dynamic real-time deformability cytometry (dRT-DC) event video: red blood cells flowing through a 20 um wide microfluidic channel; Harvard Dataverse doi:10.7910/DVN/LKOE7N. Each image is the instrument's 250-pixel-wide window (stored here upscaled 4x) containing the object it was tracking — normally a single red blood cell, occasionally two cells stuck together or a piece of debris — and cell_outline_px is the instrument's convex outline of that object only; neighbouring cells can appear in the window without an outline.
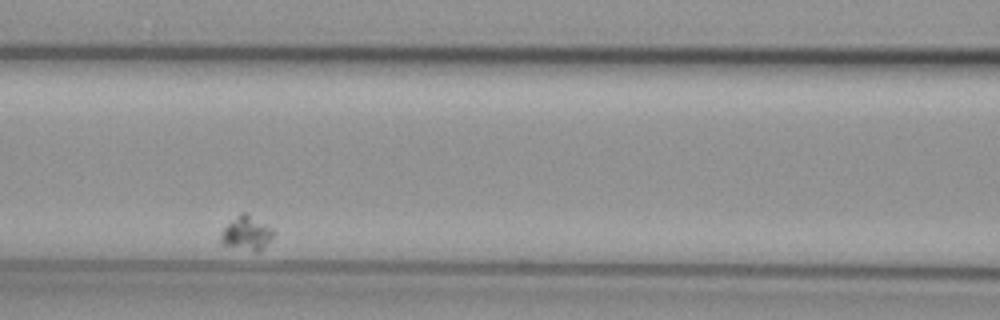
{"species": "common noctule bat (a hibernating species)", "species_latin": "Nyctalus noctula", "temperature_condition": "cold", "stored_images_in_passage": 4, "camera_frame_rate_fps": 3000, "um_per_image_px": 0.085, "animal": {"sex": "female", "body_mass_g": 29.2, "forearm_length_mm": 56.3}, "frame": {"image": 1, "passage_image": 3, "time_ms": 2.667, "image_size_px": [1000, 320], "cell_outline_px": [[276, 232], [256, 252], [220, 244], [220, 232], [240, 212], [244, 212], [272, 228]], "centroid_in_image_um": [20.91, 19.82], "position_along_channel_um": 145.7, "area_um2": 10.12}}